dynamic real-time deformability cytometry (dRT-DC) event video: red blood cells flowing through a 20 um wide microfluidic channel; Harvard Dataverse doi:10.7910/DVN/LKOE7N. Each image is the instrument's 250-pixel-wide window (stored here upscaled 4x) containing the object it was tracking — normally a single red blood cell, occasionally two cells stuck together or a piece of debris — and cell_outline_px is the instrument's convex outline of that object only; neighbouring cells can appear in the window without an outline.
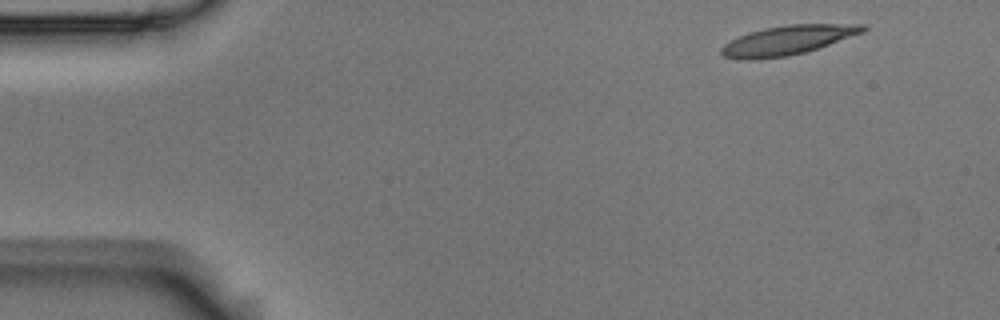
{"species": "Egyptian fruit bat (a non-hibernating species)", "species_latin": "Rousettus aegyptiacus", "temperature_condition": "room temperature", "stored_images_in_passage": 4, "camera_frame_rate_fps": 3000, "um_per_image_px": 0.085, "animal": {"sex": "male"}, "frame": {"image": 1, "passage_image": 1, "time_ms": 0.0, "image_size_px": [1000, 320], "cell_outline_px": [[868, 28], [864, 32], [804, 52], [788, 56], [752, 60], [740, 60], [724, 56], [720, 52], [720, 48], [724, 44], [748, 32], [764, 28], [788, 24], [864, 24]], "centroid_in_image_um": [66.92, 3.41], "position_along_channel_um": 18.1, "area_um2": 24.04}}
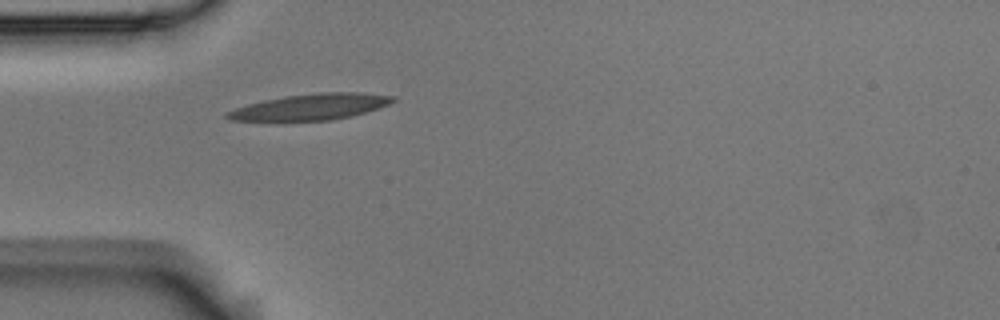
{"frame": {"image": 2, "passage_image": 4, "time_ms": 1.0, "image_size_px": [1000, 320], "cell_outline_px": [[396, 100], [380, 108], [352, 116], [332, 120], [228, 120], [224, 116], [224, 112], [248, 104], [264, 100], [284, 96], [320, 92], [360, 92], [396, 96]], "centroid_in_image_um": [26.44, 9.07], "position_along_channel_um": 58.6, "area_um2": 25.14}}